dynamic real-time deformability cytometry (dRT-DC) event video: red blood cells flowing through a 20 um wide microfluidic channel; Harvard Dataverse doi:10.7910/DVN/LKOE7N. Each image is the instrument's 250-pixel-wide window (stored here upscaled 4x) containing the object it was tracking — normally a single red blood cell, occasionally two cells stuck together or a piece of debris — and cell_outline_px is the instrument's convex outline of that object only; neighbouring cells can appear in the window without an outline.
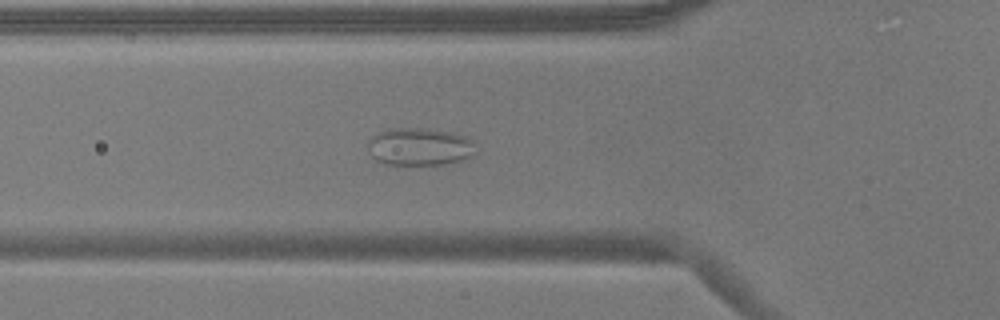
{"species": "common noctule bat (a hibernating species)", "species_latin": "Nyctalus noctula", "temperature_condition": "warm", "stored_images_in_passage": 55, "camera_frame_rate_fps": 3000, "um_per_image_px": 0.085, "animal": {"sex": "male", "body_mass_g": 17.9}, "frame": {"image": 1, "passage_image": 19, "time_ms": 6.0, "image_size_px": [1000, 320], "cell_outline_px": [[476, 156], [444, 164], [384, 164], [376, 160], [368, 152], [368, 144], [372, 136], [388, 128], [420, 128], [452, 132], [468, 136], [472, 140], [476, 152]], "centroid_in_image_um": [35.69, 12.46], "position_along_channel_um": 90.1, "area_um2": 23.81}}
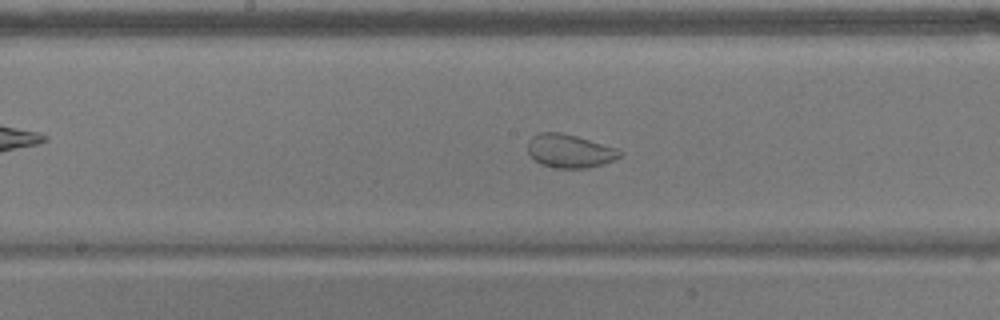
{"frame": {"image": 2, "passage_image": 28, "time_ms": 9.0, "image_size_px": [1000, 320], "cell_outline_px": [[624, 152], [620, 156], [612, 160], [588, 168], [556, 168], [540, 164], [528, 152], [528, 140], [532, 136], [540, 132], [560, 132], [576, 136], [616, 148]], "centroid_in_image_um": [48.39, 12.83], "position_along_channel_um": 199.8, "area_um2": 17.74}}
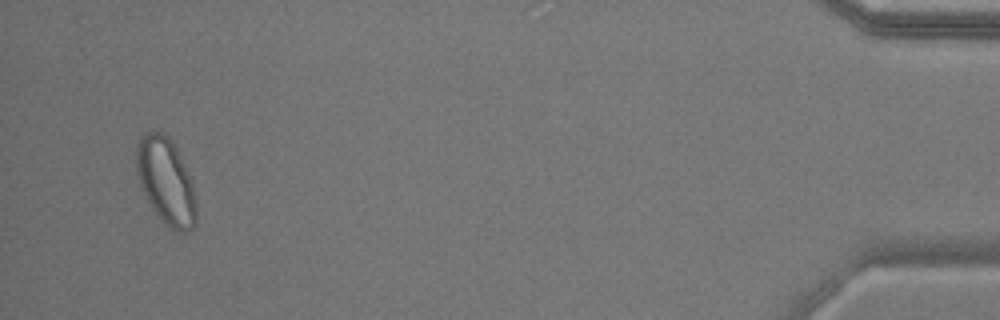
{"frame": {"image": 3, "passage_image": 53, "time_ms": 17.333, "image_size_px": [1000, 320], "cell_outline_px": [[196, 224], [192, 228], [184, 232], [172, 232], [164, 224], [152, 208], [140, 184], [136, 172], [136, 144], [140, 136], [148, 132], [160, 132], [176, 148], [180, 156], [192, 184], [196, 200]], "centroid_in_image_um": [14.09, 15.47], "position_along_channel_um": 421.1, "area_um2": 29.88}, "authors_computed_cell_mechanics": {"area_um2": 26.588, "velocity_mm_per_s": 3.6339, "shape_relaxation_time_tau1_ms": null, "shape_relaxation_time_tau2_ms": 0.8305, "deformation_change_tau1": null, "deformation_change_tau2": 0.0514}}